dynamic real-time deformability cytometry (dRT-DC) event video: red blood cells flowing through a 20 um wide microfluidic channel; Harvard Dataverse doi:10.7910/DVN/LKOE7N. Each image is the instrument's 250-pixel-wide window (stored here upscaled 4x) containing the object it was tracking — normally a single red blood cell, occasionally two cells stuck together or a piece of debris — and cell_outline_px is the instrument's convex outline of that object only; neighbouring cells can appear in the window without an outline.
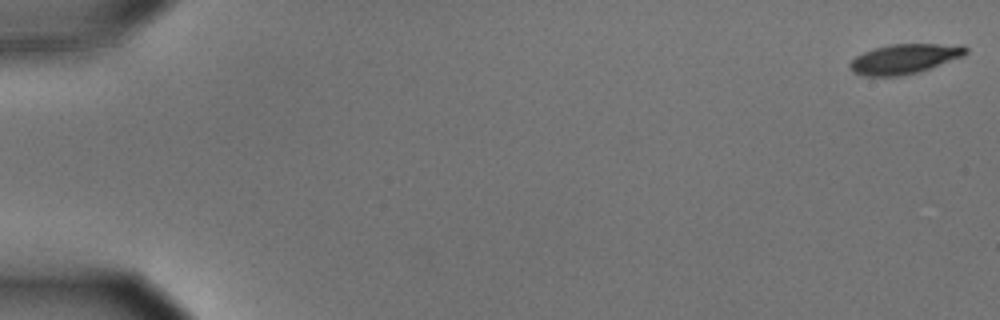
{"species": "common noctule bat (a hibernating species)", "species_latin": "Nyctalus noctula", "temperature_condition": "cold", "stored_images_in_passage": 57, "camera_frame_rate_fps": 3000, "um_per_image_px": 0.085, "animal": {"sex": "male", "body_mass_g": 15.6}, "frame": {"image": 1, "passage_image": 1, "time_ms": 0.0, "image_size_px": [1000, 320], "cell_outline_px": [[968, 52], [964, 56], [920, 72], [904, 76], [864, 76], [852, 72], [848, 68], [848, 64], [856, 56], [864, 52], [876, 48], [892, 44], [964, 44], [968, 48]], "centroid_in_image_um": [76.91, 5.01], "position_along_channel_um": 8.1, "area_um2": 20.4}}
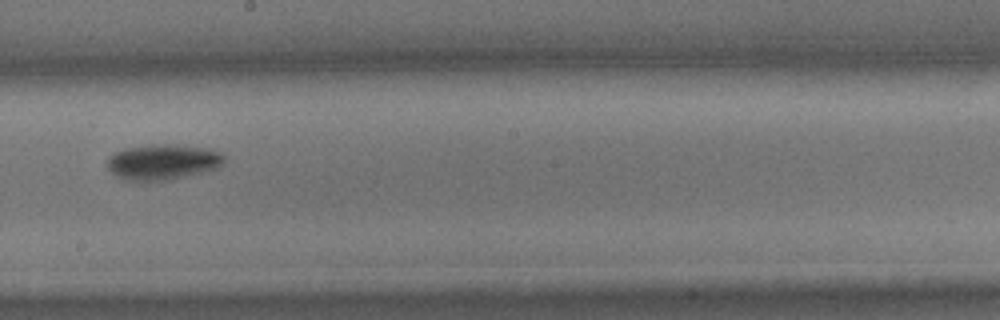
{"frame": {"image": 2, "passage_image": 33, "time_ms": 10.667, "image_size_px": [1000, 320], "cell_outline_px": [[224, 164], [216, 168], [204, 172], [168, 180], [140, 184], [132, 184], [120, 180], [108, 168], [108, 156], [124, 148], [152, 144], [176, 144], [204, 148], [220, 152], [224, 156]], "centroid_in_image_um": [13.77, 13.81], "position_along_channel_um": 234.4, "area_um2": 25.03}}
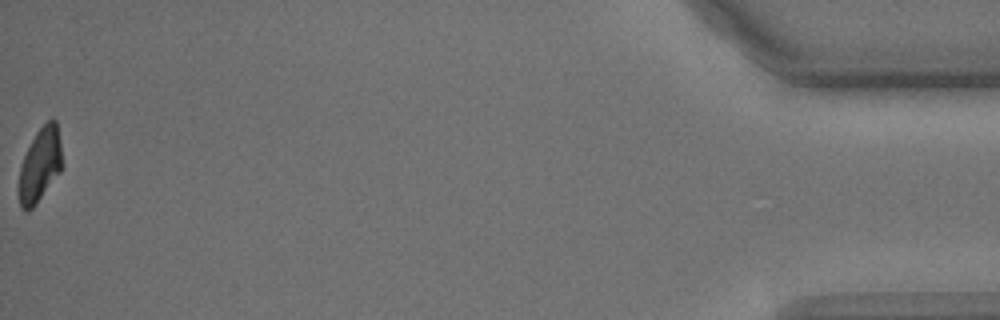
{"frame": {"image": 3, "passage_image": 57, "time_ms": 18.667, "image_size_px": [1000, 320], "cell_outline_px": [[64, 164], [60, 172], [36, 204], [28, 212], [24, 212], [20, 208], [16, 192], [20, 164], [36, 132], [48, 120], [56, 120]], "centroid_in_image_um": [3.36, 14.1], "position_along_channel_um": 431.8, "area_um2": 19.13}, "authors_computed_cell_mechanics": {"area_um2": 21.5016, "velocity_mm_per_s": 3.5862, "shape_relaxation_time_tau1_ms": 1.8364, "shape_relaxation_time_tau2_ms": null, "deformation_change_tau1": 0.1168, "deformation_change_tau2": null}}